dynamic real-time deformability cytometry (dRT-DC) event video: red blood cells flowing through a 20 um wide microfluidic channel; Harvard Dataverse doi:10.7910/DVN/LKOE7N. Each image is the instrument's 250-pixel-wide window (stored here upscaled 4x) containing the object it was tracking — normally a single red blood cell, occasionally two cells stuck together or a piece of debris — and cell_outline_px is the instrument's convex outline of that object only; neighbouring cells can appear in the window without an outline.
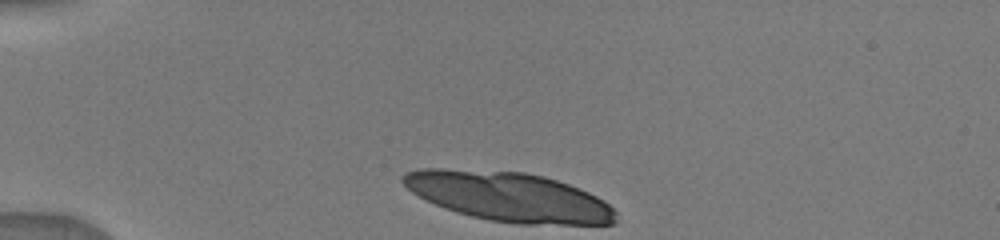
{"species": "human", "species_latin": "Homo sapiens", "temperature_condition": "warm", "stored_images_in_passage": 28, "camera_frame_rate_fps": 3000, "um_per_image_px": 0.085, "donor": {"sex": "male"}, "frame": {"image": 1, "passage_image": 1, "time_ms": 0.0, "image_size_px": [1000, 240], "cell_outline_px": [[616, 224], [516, 224], [488, 220], [456, 212], [444, 208], [412, 192], [400, 180], [400, 176], [408, 172], [420, 168], [444, 168], [524, 172], [544, 176], [580, 188], [604, 200], [616, 212]], "centroid_in_image_um": [43.25, 16.72], "position_along_channel_um": 41.7, "area_um2": 61.09}}
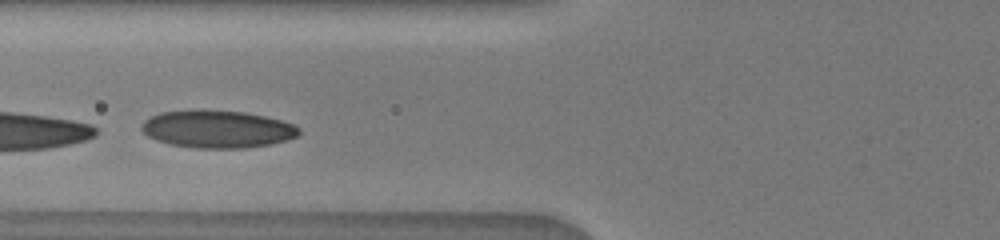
{"frame": {"image": 2, "passage_image": 16, "time_ms": 3.0, "image_size_px": [1000, 240], "cell_outline_px": [[300, 132], [296, 136], [284, 140], [268, 144], [244, 148], [196, 148], [168, 144], [156, 140], [148, 136], [140, 128], [140, 124], [144, 120], [160, 112], [192, 108], [204, 108], [244, 112], [264, 116], [280, 120], [292, 124], [300, 128]], "centroid_in_image_um": [18.39, 10.94], "position_along_channel_um": 107.4, "area_um2": 34.85}}
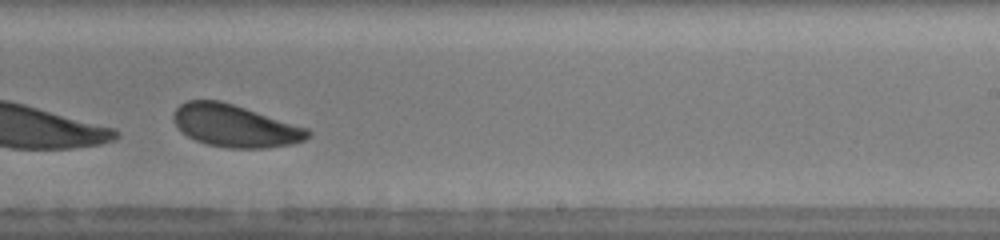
{"frame": {"image": 3, "passage_image": 25, "time_ms": 7.0, "image_size_px": [1000, 240], "cell_outline_px": [[312, 136], [304, 140], [292, 144], [264, 148], [228, 148], [208, 144], [196, 140], [188, 136], [176, 124], [172, 116], [176, 108], [180, 104], [188, 100], [220, 100], [308, 128], [312, 132]], "centroid_in_image_um": [20.0, 10.7], "position_along_channel_um": 269.0, "area_um2": 32.89}}